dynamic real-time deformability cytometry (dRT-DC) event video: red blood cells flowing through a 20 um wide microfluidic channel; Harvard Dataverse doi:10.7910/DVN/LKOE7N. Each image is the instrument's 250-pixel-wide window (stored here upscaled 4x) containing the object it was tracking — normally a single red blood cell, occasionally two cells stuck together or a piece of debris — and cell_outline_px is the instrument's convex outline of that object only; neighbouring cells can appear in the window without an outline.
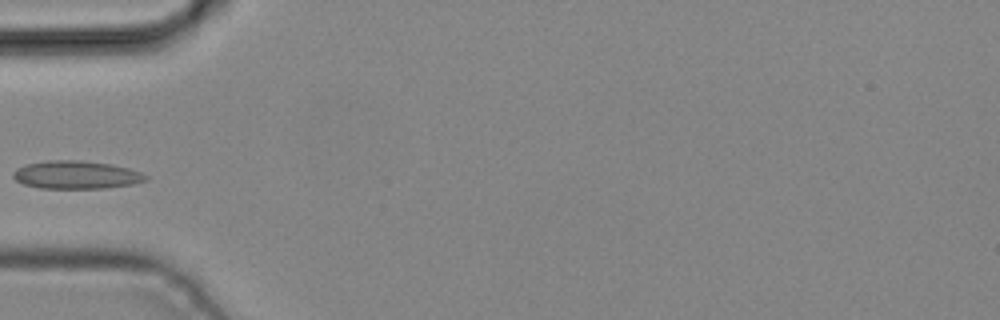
{"species": "common noctule bat (a hibernating species)", "species_latin": "Nyctalus noctula", "temperature_condition": "cold", "stored_images_in_passage": 3, "camera_frame_rate_fps": 3000, "um_per_image_px": 0.085, "animal": {"sex": "male", "body_mass_g": 19.2, "forearm_length_mm": 51.8}, "frame": {"image": 1, "passage_image": 3, "time_ms": 0.667, "image_size_px": [1000, 320], "cell_outline_px": [[148, 180], [132, 184], [104, 188], [40, 188], [24, 184], [16, 180], [12, 176], [12, 172], [16, 168], [24, 164], [48, 160], [80, 160], [108, 164], [128, 168], [140, 172], [148, 176]], "centroid_in_image_um": [6.44, 14.86], "position_along_channel_um": 78.6, "area_um2": 21.62}}